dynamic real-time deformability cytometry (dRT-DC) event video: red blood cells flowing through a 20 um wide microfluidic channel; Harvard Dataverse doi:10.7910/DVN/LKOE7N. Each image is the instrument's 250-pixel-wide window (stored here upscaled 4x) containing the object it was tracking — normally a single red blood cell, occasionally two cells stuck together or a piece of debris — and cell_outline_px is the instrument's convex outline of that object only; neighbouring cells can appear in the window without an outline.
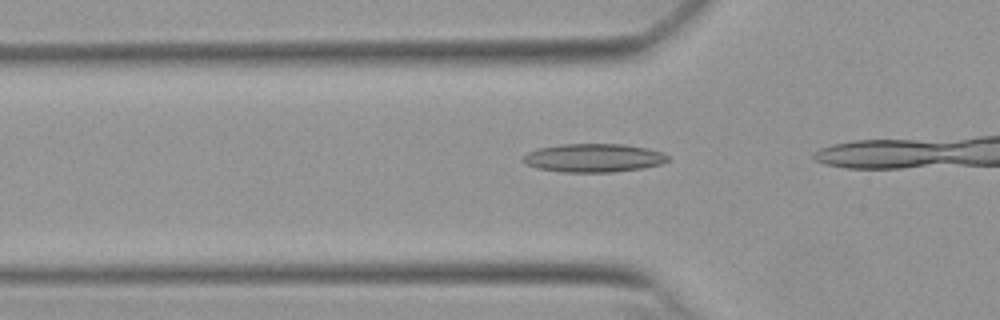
{"species": "Egyptian fruit bat (a non-hibernating species)", "species_latin": "Rousettus aegyptiacus", "temperature_condition": "warm", "stored_images_in_passage": 15, "camera_frame_rate_fps": 3000, "um_per_image_px": 0.085, "animal": {"sex": "female"}, "frame": {"image": 1, "passage_image": 13, "time_ms": 4.0, "image_size_px": [1000, 320], "cell_outline_px": [[668, 160], [660, 164], [644, 168], [612, 172], [560, 172], [536, 168], [520, 160], [520, 156], [536, 148], [560, 144], [624, 144], [648, 148], [664, 152], [668, 156]], "centroid_in_image_um": [50.42, 13.42], "position_along_channel_um": 75.4, "area_um2": 24.33}}